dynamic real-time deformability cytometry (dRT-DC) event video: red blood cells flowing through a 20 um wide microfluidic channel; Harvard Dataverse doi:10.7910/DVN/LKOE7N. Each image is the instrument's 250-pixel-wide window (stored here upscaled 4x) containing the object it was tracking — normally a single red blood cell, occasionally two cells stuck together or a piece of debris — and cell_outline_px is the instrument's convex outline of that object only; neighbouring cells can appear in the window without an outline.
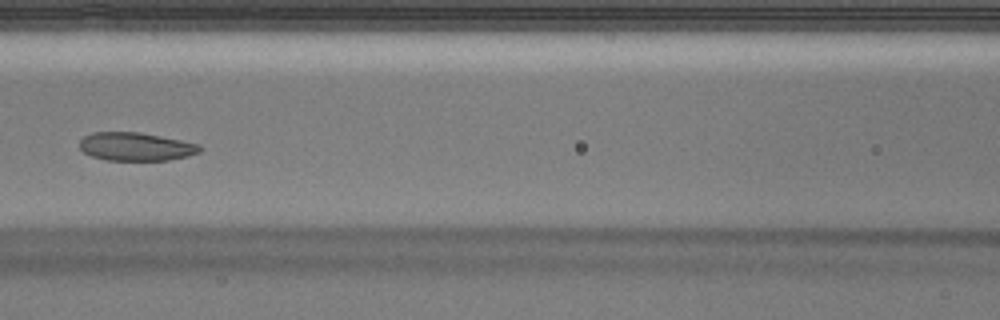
{"species": "Egyptian fruit bat (a non-hibernating species)", "species_latin": "Rousettus aegyptiacus", "temperature_condition": "warm", "stored_images_in_passage": 41, "camera_frame_rate_fps": 3000, "um_per_image_px": 0.085, "animal": {"sex": "male"}, "frame": {"image": 1, "passage_image": 18, "time_ms": 5.667, "image_size_px": [1000, 320], "cell_outline_px": [[204, 148], [200, 152], [188, 156], [168, 160], [104, 160], [92, 156], [84, 152], [80, 148], [80, 140], [84, 136], [92, 132], [140, 132], [200, 144]], "centroid_in_image_um": [11.56, 12.46], "position_along_channel_um": 155.0, "area_um2": 19.88}}